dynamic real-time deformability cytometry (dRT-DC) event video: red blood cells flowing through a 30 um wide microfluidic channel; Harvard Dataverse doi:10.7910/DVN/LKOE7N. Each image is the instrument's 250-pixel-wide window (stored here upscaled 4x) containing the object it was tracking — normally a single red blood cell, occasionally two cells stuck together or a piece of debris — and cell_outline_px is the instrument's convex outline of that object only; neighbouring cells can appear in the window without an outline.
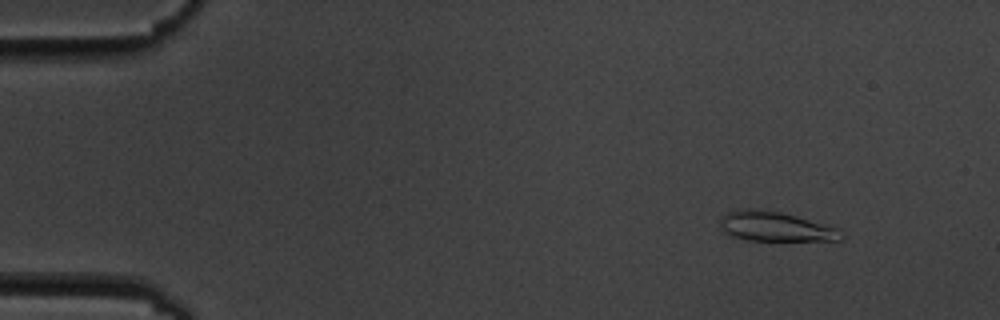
{"species": "common noctule bat (a hibernating species)", "species_latin": "Nyctalus noctula", "temperature_condition": "cold", "stored_images_in_passage": 5, "camera_frame_rate_fps": 3000, "um_per_image_px": 0.085, "animal": {"sex": "male", "body_mass_g": 19.5, "forearm_length_mm": 54.6}, "frame": {"image": 1, "passage_image": 2, "time_ms": 1.0, "image_size_px": [1000, 320], "cell_outline_px": [[844, 236], [840, 240], [748, 240], [724, 232], [720, 228], [720, 220], [728, 212], [736, 208], [748, 208], [780, 212], [836, 228]], "centroid_in_image_um": [65.84, 19.25], "position_along_channel_um": 19.2, "area_um2": 20.35}}